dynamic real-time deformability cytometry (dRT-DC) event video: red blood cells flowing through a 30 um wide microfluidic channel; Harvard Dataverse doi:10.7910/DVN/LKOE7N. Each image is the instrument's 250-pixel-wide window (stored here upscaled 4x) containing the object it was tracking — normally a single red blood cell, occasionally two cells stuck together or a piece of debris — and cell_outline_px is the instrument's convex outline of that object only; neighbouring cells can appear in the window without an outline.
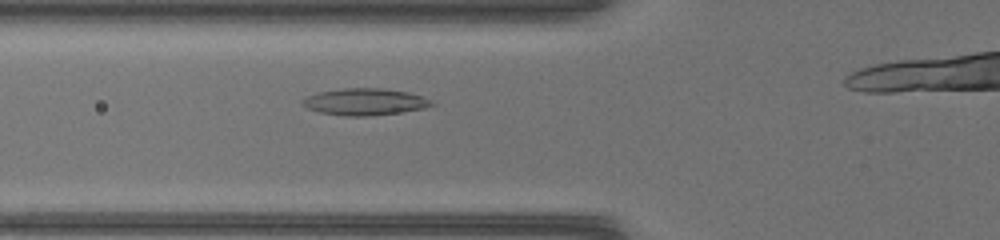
{"species": "common noctule bat (a hibernating species)", "species_latin": "Nyctalus noctula", "temperature_condition": "warm", "stored_images_in_passage": 29, "camera_frame_rate_fps": 3000, "um_per_image_px": 0.085, "animal": {"sex": "female", "body_mass_g": 17.0, "forearm_length_mm": 48.0}, "frame": {"image": 1, "passage_image": 7, "time_ms": 2.0, "image_size_px": [1000, 240], "cell_outline_px": [[436, 104], [424, 108], [400, 112], [368, 116], [344, 116], [320, 112], [308, 108], [300, 104], [300, 100], [308, 96], [320, 92], [344, 88], [380, 88], [408, 92], [420, 96]], "centroid_in_image_um": [30.97, 8.66], "position_along_channel_um": 94.8, "area_um2": 19.94}}
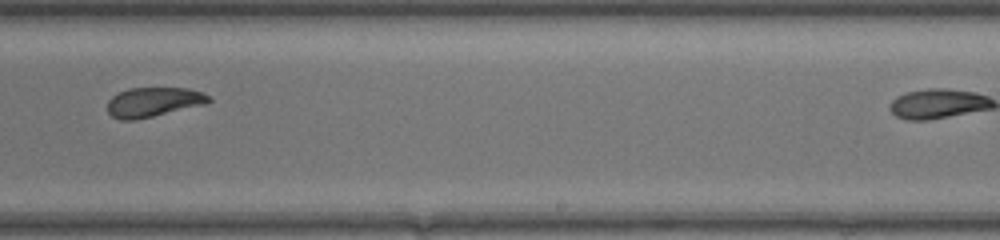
{"frame": {"image": 2, "passage_image": 19, "time_ms": 6.0, "image_size_px": [1000, 240], "cell_outline_px": [[212, 100], [204, 104], [136, 120], [120, 120], [112, 116], [108, 112], [108, 100], [112, 96], [128, 88], [188, 88], [204, 92]], "centroid_in_image_um": [13.03, 8.67], "position_along_channel_um": 276.0, "area_um2": 17.34}}
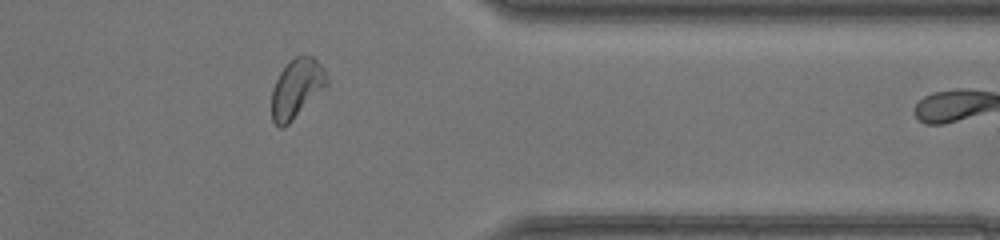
{"frame": {"image": 3, "passage_image": 27, "time_ms": 8.667, "image_size_px": [1000, 240], "cell_outline_px": [[328, 84], [284, 128], [280, 128], [272, 120], [272, 88], [280, 72], [296, 56], [312, 56], [324, 68], [328, 80]], "centroid_in_image_um": [25.21, 7.52], "position_along_channel_um": 386.2, "area_um2": 18.55}}